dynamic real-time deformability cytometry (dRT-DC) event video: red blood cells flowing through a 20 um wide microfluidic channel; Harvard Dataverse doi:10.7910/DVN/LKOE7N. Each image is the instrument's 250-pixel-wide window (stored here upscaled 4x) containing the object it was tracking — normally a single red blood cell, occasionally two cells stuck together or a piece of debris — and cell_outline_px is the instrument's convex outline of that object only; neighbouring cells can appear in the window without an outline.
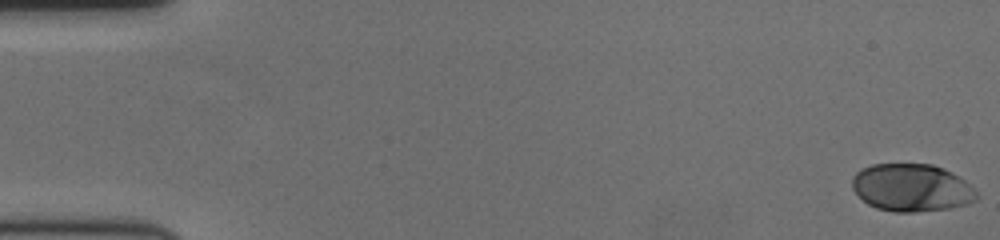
{"species": "human", "species_latin": "Homo sapiens", "temperature_condition": "cold", "stored_images_in_passage": 60, "camera_frame_rate_fps": 3000, "um_per_image_px": 0.085, "donor": {"sex": "female"}, "frame": {"image": 1, "passage_image": 1, "time_ms": 0.0, "image_size_px": [1000, 240], "cell_outline_px": [[976, 200], [968, 204], [948, 208], [916, 212], [892, 212], [876, 208], [868, 204], [852, 188], [852, 180], [856, 172], [872, 164], [932, 164], [944, 168], [952, 172], [964, 180], [976, 192]], "centroid_in_image_um": [77.48, 15.95], "position_along_channel_um": 7.5, "area_um2": 34.39}}
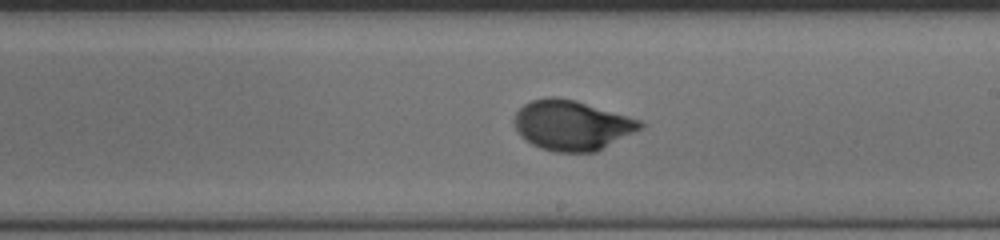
{"frame": {"image": 2, "passage_image": 35, "time_ms": 11.333, "image_size_px": [1000, 240], "cell_outline_px": [[644, 124], [640, 128], [596, 152], [556, 152], [540, 148], [532, 144], [520, 136], [516, 128], [516, 112], [524, 104], [532, 100], [548, 96], [556, 96], [576, 100], [640, 120]], "centroid_in_image_um": [48.58, 10.64], "position_along_channel_um": 240.4, "area_um2": 36.24}}
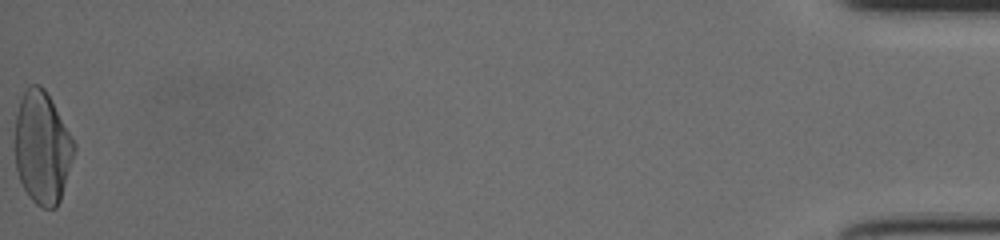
{"frame": {"image": 3, "passage_image": 60, "time_ms": 19.667, "image_size_px": [1000, 240], "cell_outline_px": [[76, 148], [60, 200], [56, 208], [44, 208], [36, 204], [28, 196], [20, 180], [16, 168], [16, 116], [20, 100], [28, 84], [40, 84], [44, 88], [76, 144]], "centroid_in_image_um": [3.6, 12.56], "position_along_channel_um": 431.6, "area_um2": 38.38}, "authors_computed_cell_mechanics": {"area_um2": 35.9516, "velocity_mm_per_s": 3.512, "shape_relaxation_time_tau1_ms": 3.131, "shape_relaxation_time_tau2_ms": null, "deformation_change_tau1": 0.1729, "deformation_change_tau2": null}}